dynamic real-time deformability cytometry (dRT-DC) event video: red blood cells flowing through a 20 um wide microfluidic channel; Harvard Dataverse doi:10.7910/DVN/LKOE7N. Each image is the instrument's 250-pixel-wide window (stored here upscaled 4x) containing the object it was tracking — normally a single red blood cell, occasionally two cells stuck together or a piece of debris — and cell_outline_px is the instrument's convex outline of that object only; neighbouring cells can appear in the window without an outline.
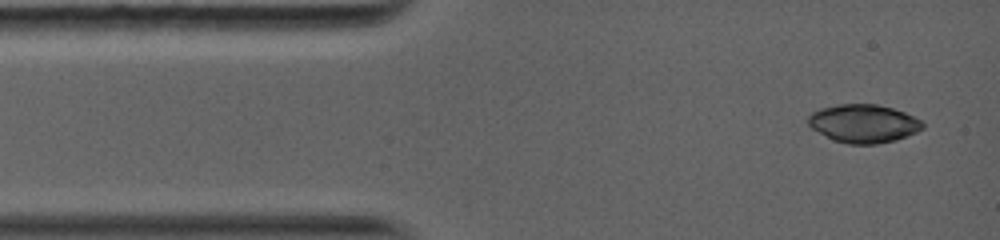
{"species": "common noctule bat (a hibernating species)", "species_latin": "Nyctalus noctula", "temperature_condition": "warm", "stored_images_in_passage": 4, "camera_frame_rate_fps": 5000, "um_per_image_px": 0.085, "animal": {"sex": "female", "body_mass_g": 19.0, "forearm_length_mm": 56.7}, "frame": {"image": 1, "passage_image": 1, "time_ms": 0.0, "image_size_px": [1000, 240], "cell_outline_px": [[924, 128], [916, 132], [896, 140], [876, 144], [848, 144], [832, 140], [812, 128], [808, 124], [808, 116], [812, 112], [820, 108], [840, 104], [876, 104], [892, 108], [904, 112], [920, 120], [924, 124]], "centroid_in_image_um": [73.39, 10.5], "position_along_channel_um": 11.6, "area_um2": 25.49}}
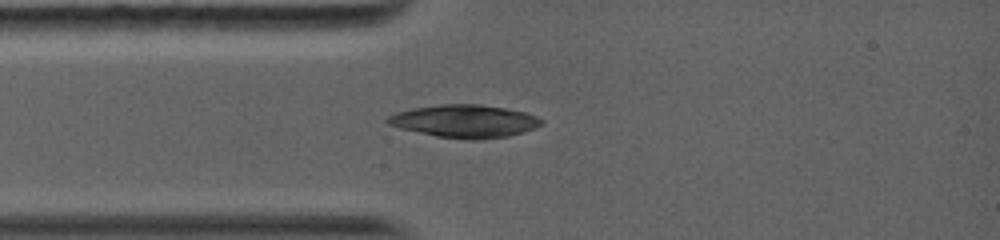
{"frame": {"image": 2, "passage_image": 4, "time_ms": 2.2, "image_size_px": [1000, 240], "cell_outline_px": [[544, 124], [536, 128], [524, 132], [508, 136], [476, 140], [472, 140], [436, 136], [400, 128], [388, 124], [384, 120], [388, 116], [396, 112], [412, 108], [440, 104], [480, 104], [504, 108], [524, 112], [536, 116], [544, 120]], "centroid_in_image_um": [39.51, 10.3], "position_along_channel_um": 45.5, "area_um2": 29.48}}